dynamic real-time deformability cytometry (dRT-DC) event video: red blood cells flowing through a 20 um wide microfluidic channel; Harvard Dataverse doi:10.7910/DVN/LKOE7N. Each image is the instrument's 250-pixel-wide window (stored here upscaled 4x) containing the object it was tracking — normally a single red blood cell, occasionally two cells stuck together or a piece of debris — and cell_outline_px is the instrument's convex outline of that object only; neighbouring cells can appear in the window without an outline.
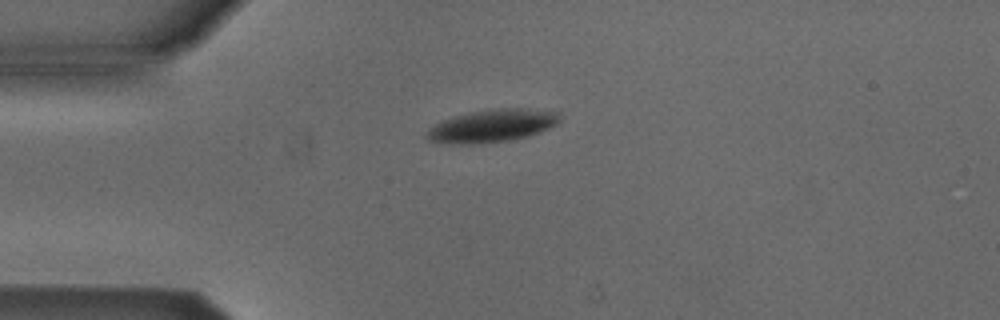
{"species": "Egyptian fruit bat (a non-hibernating species)", "species_latin": "Rousettus aegyptiacus", "temperature_condition": "cold", "stored_images_in_passage": 6, "camera_frame_rate_fps": 3000, "um_per_image_px": 0.085, "animal": {"sex": "male"}, "frame": {"image": 1, "passage_image": 6, "time_ms": 6.0, "image_size_px": [1000, 320], "cell_outline_px": [[560, 120], [556, 124], [548, 128], [528, 136], [508, 140], [472, 144], [460, 144], [428, 140], [424, 136], [424, 132], [428, 128], [440, 120], [472, 112], [500, 108], [528, 108], [560, 112]], "centroid_in_image_um": [41.81, 10.68], "position_along_channel_um": 43.2, "area_um2": 25.2}}